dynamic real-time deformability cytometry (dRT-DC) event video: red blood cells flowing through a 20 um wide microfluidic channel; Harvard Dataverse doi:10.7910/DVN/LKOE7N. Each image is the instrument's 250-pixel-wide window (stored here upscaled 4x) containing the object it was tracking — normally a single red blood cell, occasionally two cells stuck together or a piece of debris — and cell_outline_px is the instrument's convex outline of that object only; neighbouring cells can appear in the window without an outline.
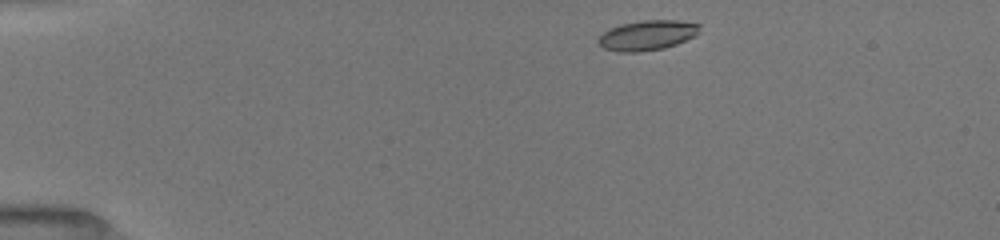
{"species": "common noctule bat (a hibernating species)", "species_latin": "Nyctalus noctula", "temperature_condition": "room temperature", "stored_images_in_passage": 11, "camera_frame_rate_fps": 3000, "um_per_image_px": 0.085, "animal": {"sex": "female", "body_mass_g": 19.5, "forearm_length_mm": 54.1}, "frame": {"image": 1, "passage_image": 1, "time_ms": 0.0, "image_size_px": [1000, 240], "cell_outline_px": [[700, 32], [676, 44], [664, 48], [640, 52], [616, 52], [604, 48], [596, 40], [608, 28], [620, 24], [644, 20], [680, 20], [700, 24]], "centroid_in_image_um": [55.0, 2.99], "position_along_channel_um": 30.0, "area_um2": 17.74}}
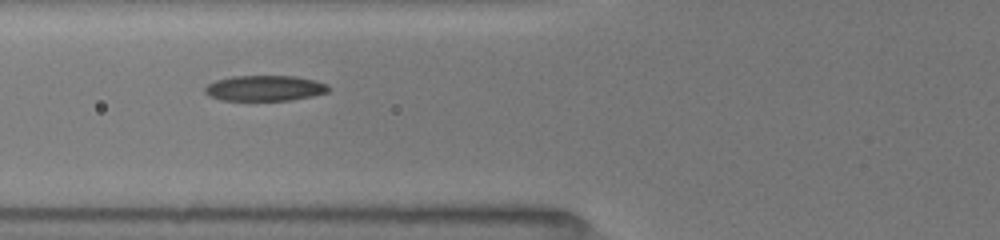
{"frame": {"image": 2, "passage_image": 5, "time_ms": 3.667, "image_size_px": [1000, 240], "cell_outline_px": [[328, 92], [312, 96], [288, 100], [220, 100], [208, 96], [204, 92], [204, 88], [208, 84], [216, 80], [232, 76], [296, 76], [316, 80], [328, 84]], "centroid_in_image_um": [22.49, 7.49], "position_along_channel_um": 103.3, "area_um2": 18.44}}
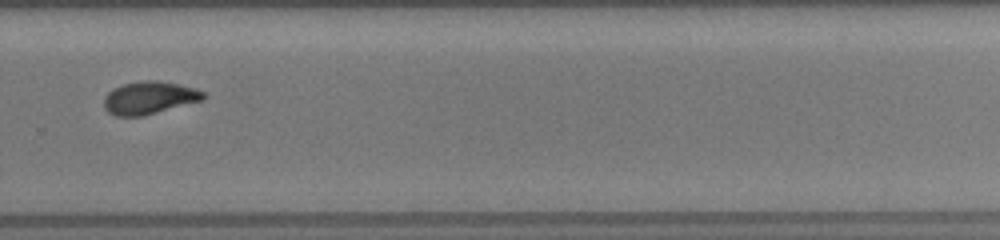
{"frame": {"image": 3, "passage_image": 10, "time_ms": 9.0, "image_size_px": [1000, 240], "cell_outline_px": [[204, 100], [140, 116], [116, 116], [108, 112], [104, 108], [104, 96], [112, 88], [120, 84], [144, 80], [156, 80], [196, 88], [204, 92]], "centroid_in_image_um": [12.65, 8.3], "position_along_channel_um": 317.2, "area_um2": 18.9}}